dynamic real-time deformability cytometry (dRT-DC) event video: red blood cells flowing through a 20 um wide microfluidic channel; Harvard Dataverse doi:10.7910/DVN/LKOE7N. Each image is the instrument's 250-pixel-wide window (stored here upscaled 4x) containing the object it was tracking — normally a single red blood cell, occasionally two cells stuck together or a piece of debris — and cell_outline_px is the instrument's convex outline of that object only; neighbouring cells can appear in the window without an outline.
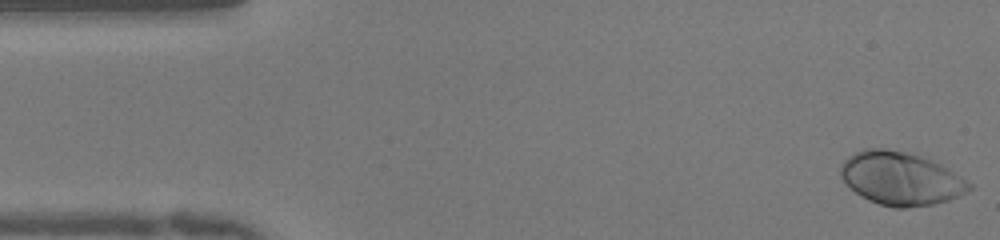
{"species": "human", "species_latin": "Homo sapiens", "temperature_condition": "warm", "stored_images_in_passage": 50, "camera_frame_rate_fps": 3000, "um_per_image_px": 0.085, "donor": {"sex": "female"}, "frame": {"image": 1, "passage_image": 1, "time_ms": 0.0, "image_size_px": [1000, 240], "cell_outline_px": [[972, 188], [948, 200], [932, 204], [904, 208], [892, 208], [868, 200], [860, 196], [840, 176], [840, 164], [848, 156], [864, 148], [884, 148], [904, 152], [940, 164], [948, 168], [972, 184]], "centroid_in_image_um": [76.52, 15.18], "position_along_channel_um": 8.5, "area_um2": 39.3}}
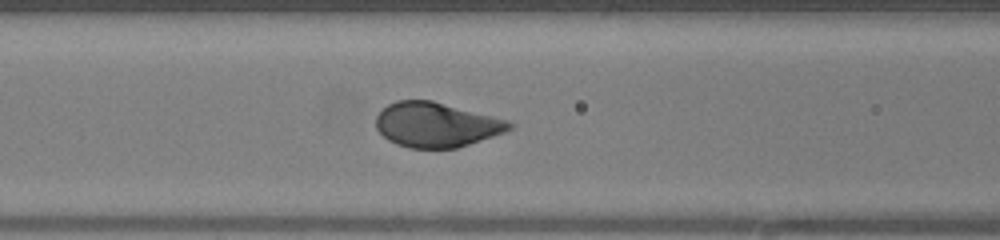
{"frame": {"image": 2, "passage_image": 19, "time_ms": 6.0, "image_size_px": [1000, 240], "cell_outline_px": [[516, 124], [512, 128], [504, 132], [456, 148], [408, 148], [396, 144], [388, 140], [376, 128], [376, 116], [388, 104], [396, 100], [432, 100], [508, 120]], "centroid_in_image_um": [37.07, 10.6], "position_along_channel_um": 129.5, "area_um2": 34.62}}
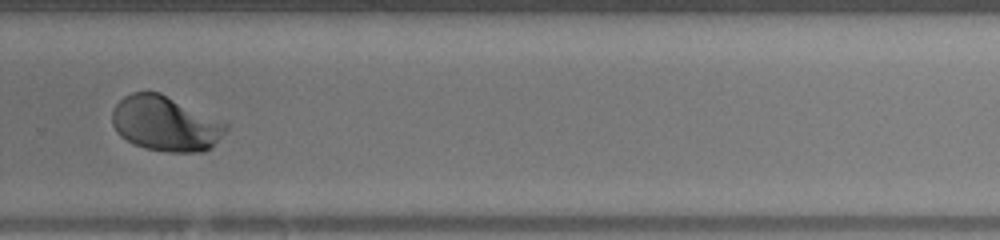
{"frame": {"image": 3, "passage_image": 33, "time_ms": 10.667, "image_size_px": [1000, 240], "cell_outline_px": [[228, 128], [212, 148], [204, 152], [164, 152], [144, 148], [120, 136], [116, 132], [112, 124], [112, 112], [116, 104], [124, 96], [132, 92], [160, 92], [228, 124]], "centroid_in_image_um": [14.05, 10.52], "position_along_channel_um": 315.7, "area_um2": 36.41}, "authors_computed_cell_mechanics": {"area_um2": 36.3562, "velocity_mm_per_s": 4.0026, "shape_relaxation_time_tau1_ms": 1.9841, "shape_relaxation_time_tau2_ms": null, "deformation_change_tau1": 0.1573, "deformation_change_tau2": null}}